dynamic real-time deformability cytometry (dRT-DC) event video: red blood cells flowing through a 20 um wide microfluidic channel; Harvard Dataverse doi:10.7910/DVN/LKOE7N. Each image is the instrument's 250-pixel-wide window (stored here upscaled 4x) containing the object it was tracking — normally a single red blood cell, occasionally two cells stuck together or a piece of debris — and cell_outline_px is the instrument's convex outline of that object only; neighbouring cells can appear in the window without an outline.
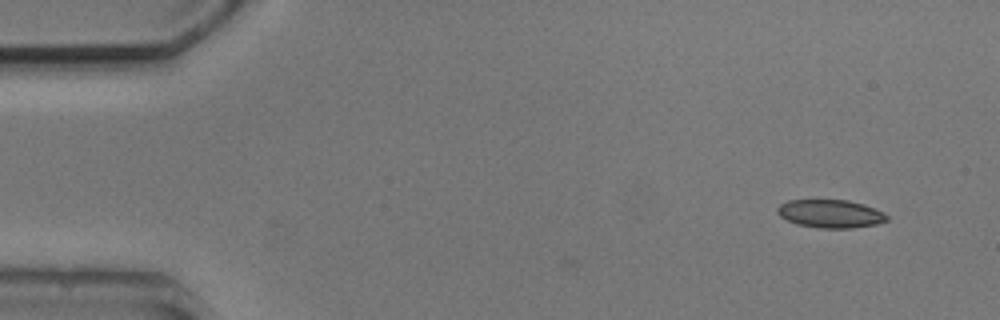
{"species": "common noctule bat (a hibernating species)", "species_latin": "Nyctalus noctula", "temperature_condition": "cold", "stored_images_in_passage": 2, "camera_frame_rate_fps": 3000, "um_per_image_px": 0.085, "animal": {"sex": "male", "body_mass_g": 20.5, "forearm_length_mm": 52.5}, "frame": {"image": 1, "passage_image": 2, "time_ms": 1.667, "image_size_px": [1000, 320], "cell_outline_px": [[888, 220], [876, 224], [852, 228], [820, 228], [796, 224], [780, 216], [776, 212], [776, 208], [780, 204], [788, 200], [848, 200], [864, 204], [884, 212], [888, 216]], "centroid_in_image_um": [70.58, 18.16], "position_along_channel_um": 14.4, "area_um2": 18.03}}